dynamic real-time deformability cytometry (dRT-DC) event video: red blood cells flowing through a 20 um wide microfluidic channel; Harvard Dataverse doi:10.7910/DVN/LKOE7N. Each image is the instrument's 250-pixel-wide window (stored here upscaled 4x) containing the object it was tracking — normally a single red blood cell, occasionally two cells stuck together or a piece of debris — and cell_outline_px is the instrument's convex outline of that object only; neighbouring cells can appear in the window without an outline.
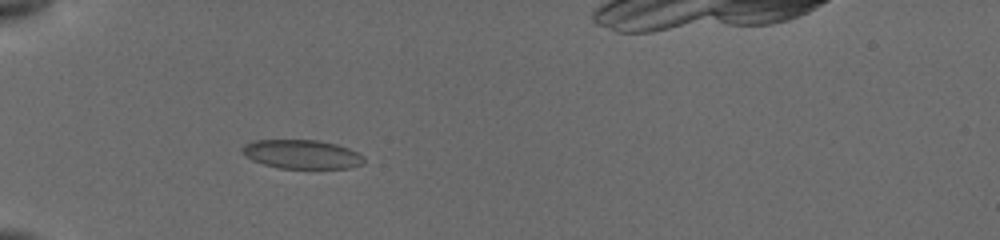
{"species": "common noctule bat (a hibernating species)", "species_latin": "Nyctalus noctula", "temperature_condition": "cold", "stored_images_in_passage": 1, "camera_frame_rate_fps": 3000, "um_per_image_px": 0.085, "animal": {"sex": "female", "body_mass_g": 19.5, "forearm_length_mm": 54.1}, "frame": {"image": 1, "passage_image": 1, "time_ms": 0.0, "image_size_px": [1000, 240], "cell_outline_px": [[364, 164], [348, 168], [280, 168], [264, 164], [252, 160], [244, 156], [240, 148], [244, 144], [252, 140], [316, 140], [336, 144], [348, 148], [364, 156]], "centroid_in_image_um": [25.62, 13.11], "position_along_channel_um": 59.4, "area_um2": 20.58}}